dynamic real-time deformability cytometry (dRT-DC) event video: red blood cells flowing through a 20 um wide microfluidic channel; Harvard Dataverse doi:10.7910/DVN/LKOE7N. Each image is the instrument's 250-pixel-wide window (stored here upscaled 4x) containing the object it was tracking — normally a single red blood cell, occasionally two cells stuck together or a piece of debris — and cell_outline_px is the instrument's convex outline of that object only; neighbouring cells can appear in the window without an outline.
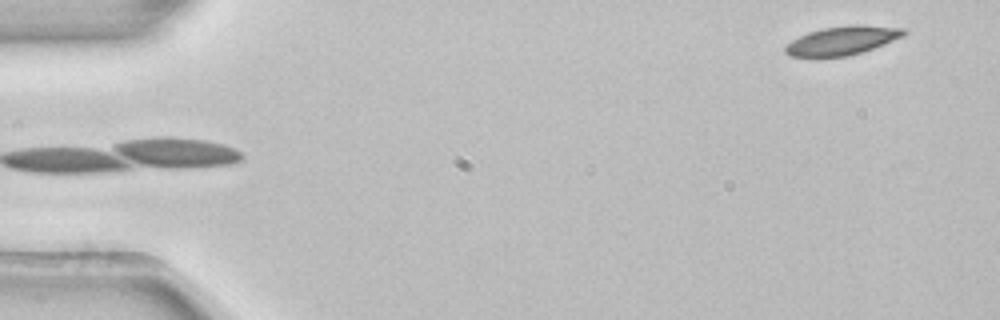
{"species": "common noctule bat (a hibernating species)", "species_latin": "Nyctalus noctula", "temperature_condition": "room temperature", "stored_images_in_passage": 5, "camera_frame_rate_fps": 3000, "um_per_image_px": 0.085, "animal": {"sex": "female", "body_mass_g": 22.7, "forearm_length_mm": 54.2}, "frame": {"image": 1, "passage_image": 5, "time_ms": 1.333, "image_size_px": [1000, 320], "cell_outline_px": [[904, 36], [872, 48], [848, 56], [788, 56], [784, 52], [784, 48], [792, 40], [808, 32], [820, 28], [852, 24], [856, 24], [904, 28]], "centroid_in_image_um": [71.56, 3.43], "position_along_channel_um": 13.4, "area_um2": 19.54}}